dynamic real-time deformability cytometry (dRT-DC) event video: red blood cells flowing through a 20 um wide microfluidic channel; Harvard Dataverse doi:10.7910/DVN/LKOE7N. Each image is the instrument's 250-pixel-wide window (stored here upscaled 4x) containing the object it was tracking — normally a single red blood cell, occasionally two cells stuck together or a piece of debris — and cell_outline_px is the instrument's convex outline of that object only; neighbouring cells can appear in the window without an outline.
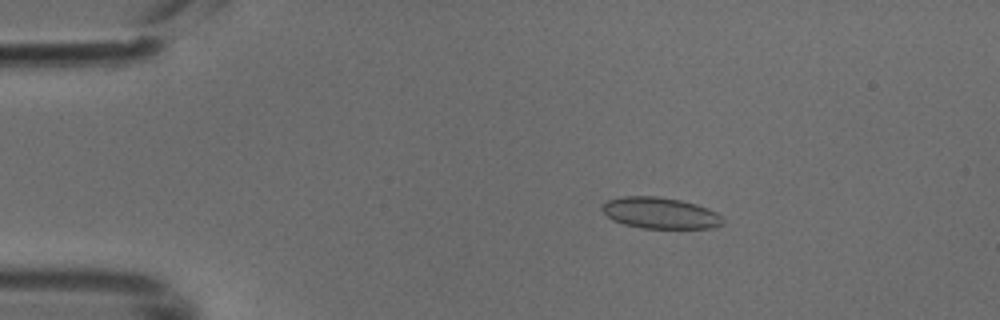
{"species": "common noctule bat (a hibernating species)", "species_latin": "Nyctalus noctula", "temperature_condition": "cold", "stored_images_in_passage": 47, "camera_frame_rate_fps": 3000, "um_per_image_px": 0.085, "animal": {"sex": "male", "body_mass_g": 18.8}, "frame": {"image": 1, "passage_image": 7, "time_ms": 2.0, "image_size_px": [1000, 320], "cell_outline_px": [[724, 224], [712, 228], [640, 228], [624, 224], [612, 220], [600, 208], [608, 200], [624, 196], [656, 196], [680, 200], [696, 204], [708, 208], [716, 212], [724, 220]], "centroid_in_image_um": [56.13, 18.11], "position_along_channel_um": 28.9, "area_um2": 21.96}}
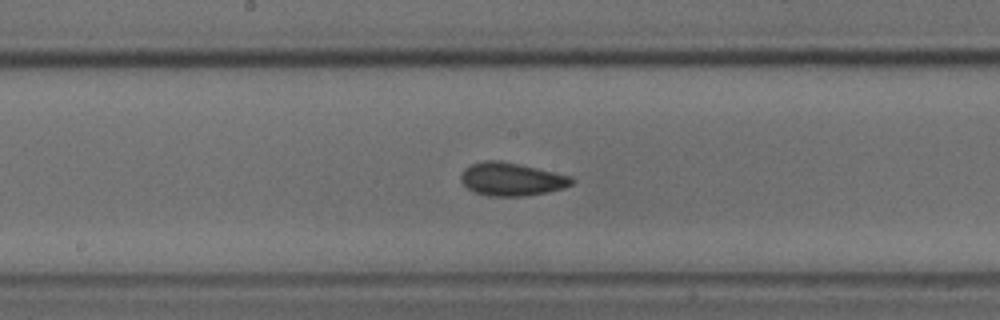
{"frame": {"image": 2, "passage_image": 24, "time_ms": 7.667, "image_size_px": [1000, 320], "cell_outline_px": [[576, 180], [572, 184], [564, 188], [548, 192], [520, 196], [488, 196], [476, 192], [468, 188], [460, 180], [460, 176], [464, 168], [472, 164], [484, 160], [500, 160], [520, 164], [572, 176]], "centroid_in_image_um": [43.5, 15.22], "position_along_channel_um": 204.7, "area_um2": 21.44}}
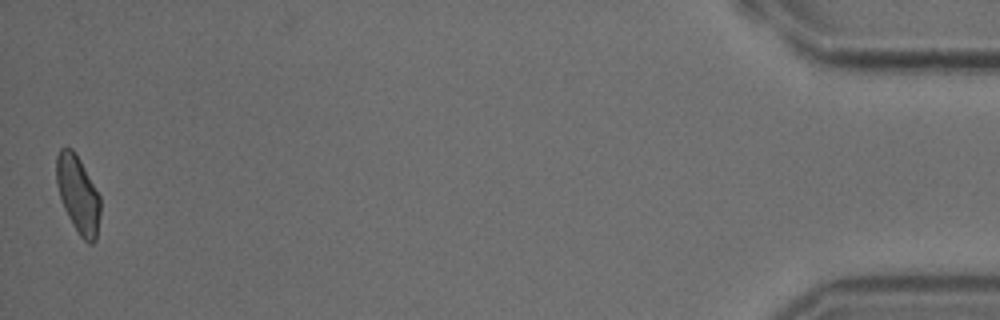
{"frame": {"image": 3, "passage_image": 47, "time_ms": 15.333, "image_size_px": [1000, 320], "cell_outline_px": [[100, 216], [96, 240], [92, 244], [88, 244], [80, 236], [72, 224], [64, 208], [56, 184], [56, 156], [60, 148], [72, 148], [80, 160], [100, 196]], "centroid_in_image_um": [6.63, 16.54], "position_along_channel_um": 428.6, "area_um2": 19.77}}